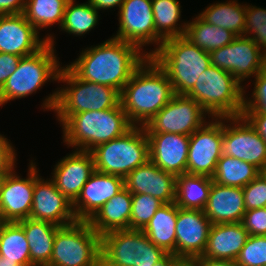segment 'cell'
Listing matches in <instances>:
<instances>
[{
	"mask_svg": "<svg viewBox=\"0 0 266 266\" xmlns=\"http://www.w3.org/2000/svg\"><path fill=\"white\" fill-rule=\"evenodd\" d=\"M174 95L166 72L147 57L120 92V104L134 126H144Z\"/></svg>",
	"mask_w": 266,
	"mask_h": 266,
	"instance_id": "cell-2",
	"label": "cell"
},
{
	"mask_svg": "<svg viewBox=\"0 0 266 266\" xmlns=\"http://www.w3.org/2000/svg\"><path fill=\"white\" fill-rule=\"evenodd\" d=\"M254 78L251 97L244 90L242 113H266V68Z\"/></svg>",
	"mask_w": 266,
	"mask_h": 266,
	"instance_id": "cell-40",
	"label": "cell"
},
{
	"mask_svg": "<svg viewBox=\"0 0 266 266\" xmlns=\"http://www.w3.org/2000/svg\"><path fill=\"white\" fill-rule=\"evenodd\" d=\"M47 266H101V236L88 221L60 226Z\"/></svg>",
	"mask_w": 266,
	"mask_h": 266,
	"instance_id": "cell-9",
	"label": "cell"
},
{
	"mask_svg": "<svg viewBox=\"0 0 266 266\" xmlns=\"http://www.w3.org/2000/svg\"><path fill=\"white\" fill-rule=\"evenodd\" d=\"M22 57L13 54L0 52V89L5 84L10 75H12Z\"/></svg>",
	"mask_w": 266,
	"mask_h": 266,
	"instance_id": "cell-44",
	"label": "cell"
},
{
	"mask_svg": "<svg viewBox=\"0 0 266 266\" xmlns=\"http://www.w3.org/2000/svg\"><path fill=\"white\" fill-rule=\"evenodd\" d=\"M178 258L171 253H167L160 261L151 266H172Z\"/></svg>",
	"mask_w": 266,
	"mask_h": 266,
	"instance_id": "cell-49",
	"label": "cell"
},
{
	"mask_svg": "<svg viewBox=\"0 0 266 266\" xmlns=\"http://www.w3.org/2000/svg\"><path fill=\"white\" fill-rule=\"evenodd\" d=\"M181 8L178 0H152L156 47L150 49L148 57L161 47L164 40L184 36L188 21L180 23Z\"/></svg>",
	"mask_w": 266,
	"mask_h": 266,
	"instance_id": "cell-28",
	"label": "cell"
},
{
	"mask_svg": "<svg viewBox=\"0 0 266 266\" xmlns=\"http://www.w3.org/2000/svg\"><path fill=\"white\" fill-rule=\"evenodd\" d=\"M16 151L11 141L0 134V177H5L16 168Z\"/></svg>",
	"mask_w": 266,
	"mask_h": 266,
	"instance_id": "cell-43",
	"label": "cell"
},
{
	"mask_svg": "<svg viewBox=\"0 0 266 266\" xmlns=\"http://www.w3.org/2000/svg\"><path fill=\"white\" fill-rule=\"evenodd\" d=\"M124 187L131 194H147L163 203L175 201L176 176L165 172L148 160L124 178Z\"/></svg>",
	"mask_w": 266,
	"mask_h": 266,
	"instance_id": "cell-23",
	"label": "cell"
},
{
	"mask_svg": "<svg viewBox=\"0 0 266 266\" xmlns=\"http://www.w3.org/2000/svg\"><path fill=\"white\" fill-rule=\"evenodd\" d=\"M241 223L249 235L266 236V207L247 210Z\"/></svg>",
	"mask_w": 266,
	"mask_h": 266,
	"instance_id": "cell-42",
	"label": "cell"
},
{
	"mask_svg": "<svg viewBox=\"0 0 266 266\" xmlns=\"http://www.w3.org/2000/svg\"><path fill=\"white\" fill-rule=\"evenodd\" d=\"M26 0H0V15L24 13Z\"/></svg>",
	"mask_w": 266,
	"mask_h": 266,
	"instance_id": "cell-46",
	"label": "cell"
},
{
	"mask_svg": "<svg viewBox=\"0 0 266 266\" xmlns=\"http://www.w3.org/2000/svg\"><path fill=\"white\" fill-rule=\"evenodd\" d=\"M0 255L20 266L30 265L29 243L18 222H2L0 226Z\"/></svg>",
	"mask_w": 266,
	"mask_h": 266,
	"instance_id": "cell-33",
	"label": "cell"
},
{
	"mask_svg": "<svg viewBox=\"0 0 266 266\" xmlns=\"http://www.w3.org/2000/svg\"><path fill=\"white\" fill-rule=\"evenodd\" d=\"M178 206L164 203L142 230L151 242L176 256V222Z\"/></svg>",
	"mask_w": 266,
	"mask_h": 266,
	"instance_id": "cell-29",
	"label": "cell"
},
{
	"mask_svg": "<svg viewBox=\"0 0 266 266\" xmlns=\"http://www.w3.org/2000/svg\"><path fill=\"white\" fill-rule=\"evenodd\" d=\"M146 135L151 162L176 177L187 173L190 136L175 133H146Z\"/></svg>",
	"mask_w": 266,
	"mask_h": 266,
	"instance_id": "cell-21",
	"label": "cell"
},
{
	"mask_svg": "<svg viewBox=\"0 0 266 266\" xmlns=\"http://www.w3.org/2000/svg\"><path fill=\"white\" fill-rule=\"evenodd\" d=\"M164 203L147 194H132L130 229L143 230Z\"/></svg>",
	"mask_w": 266,
	"mask_h": 266,
	"instance_id": "cell-37",
	"label": "cell"
},
{
	"mask_svg": "<svg viewBox=\"0 0 266 266\" xmlns=\"http://www.w3.org/2000/svg\"><path fill=\"white\" fill-rule=\"evenodd\" d=\"M244 86L228 71L211 65L185 95L193 98L211 118L241 116Z\"/></svg>",
	"mask_w": 266,
	"mask_h": 266,
	"instance_id": "cell-5",
	"label": "cell"
},
{
	"mask_svg": "<svg viewBox=\"0 0 266 266\" xmlns=\"http://www.w3.org/2000/svg\"><path fill=\"white\" fill-rule=\"evenodd\" d=\"M222 154L266 170V142L242 115L223 118Z\"/></svg>",
	"mask_w": 266,
	"mask_h": 266,
	"instance_id": "cell-13",
	"label": "cell"
},
{
	"mask_svg": "<svg viewBox=\"0 0 266 266\" xmlns=\"http://www.w3.org/2000/svg\"><path fill=\"white\" fill-rule=\"evenodd\" d=\"M64 83L43 100L44 111H55L61 125L70 115L84 111H101L120 103V92L115 88L80 79L67 65L61 67L58 81ZM66 83V84H65ZM66 85V86H65Z\"/></svg>",
	"mask_w": 266,
	"mask_h": 266,
	"instance_id": "cell-3",
	"label": "cell"
},
{
	"mask_svg": "<svg viewBox=\"0 0 266 266\" xmlns=\"http://www.w3.org/2000/svg\"><path fill=\"white\" fill-rule=\"evenodd\" d=\"M38 169L35 163V185L29 218L48 221L58 226L76 222L73 203L56 188L50 178H42Z\"/></svg>",
	"mask_w": 266,
	"mask_h": 266,
	"instance_id": "cell-18",
	"label": "cell"
},
{
	"mask_svg": "<svg viewBox=\"0 0 266 266\" xmlns=\"http://www.w3.org/2000/svg\"><path fill=\"white\" fill-rule=\"evenodd\" d=\"M95 170L125 178L149 160V142L143 126H133L124 135L90 151Z\"/></svg>",
	"mask_w": 266,
	"mask_h": 266,
	"instance_id": "cell-8",
	"label": "cell"
},
{
	"mask_svg": "<svg viewBox=\"0 0 266 266\" xmlns=\"http://www.w3.org/2000/svg\"><path fill=\"white\" fill-rule=\"evenodd\" d=\"M53 34L40 38L23 13L0 15V52L26 57L35 54L47 43L56 44ZM55 43V44H54Z\"/></svg>",
	"mask_w": 266,
	"mask_h": 266,
	"instance_id": "cell-16",
	"label": "cell"
},
{
	"mask_svg": "<svg viewBox=\"0 0 266 266\" xmlns=\"http://www.w3.org/2000/svg\"><path fill=\"white\" fill-rule=\"evenodd\" d=\"M166 254L142 230H116L101 236V266H151Z\"/></svg>",
	"mask_w": 266,
	"mask_h": 266,
	"instance_id": "cell-10",
	"label": "cell"
},
{
	"mask_svg": "<svg viewBox=\"0 0 266 266\" xmlns=\"http://www.w3.org/2000/svg\"><path fill=\"white\" fill-rule=\"evenodd\" d=\"M0 266H20V265L18 263H13L10 262L9 260L4 259V257L0 255Z\"/></svg>",
	"mask_w": 266,
	"mask_h": 266,
	"instance_id": "cell-51",
	"label": "cell"
},
{
	"mask_svg": "<svg viewBox=\"0 0 266 266\" xmlns=\"http://www.w3.org/2000/svg\"><path fill=\"white\" fill-rule=\"evenodd\" d=\"M206 116L211 118L193 98L185 94H175L143 127L146 133L190 136L207 122Z\"/></svg>",
	"mask_w": 266,
	"mask_h": 266,
	"instance_id": "cell-11",
	"label": "cell"
},
{
	"mask_svg": "<svg viewBox=\"0 0 266 266\" xmlns=\"http://www.w3.org/2000/svg\"><path fill=\"white\" fill-rule=\"evenodd\" d=\"M212 226L202 210L178 207L176 222V257L194 259L202 256Z\"/></svg>",
	"mask_w": 266,
	"mask_h": 266,
	"instance_id": "cell-19",
	"label": "cell"
},
{
	"mask_svg": "<svg viewBox=\"0 0 266 266\" xmlns=\"http://www.w3.org/2000/svg\"><path fill=\"white\" fill-rule=\"evenodd\" d=\"M196 266H237L235 261L211 258H194Z\"/></svg>",
	"mask_w": 266,
	"mask_h": 266,
	"instance_id": "cell-48",
	"label": "cell"
},
{
	"mask_svg": "<svg viewBox=\"0 0 266 266\" xmlns=\"http://www.w3.org/2000/svg\"><path fill=\"white\" fill-rule=\"evenodd\" d=\"M241 4L238 0L215 2L198 15L209 24L230 30L236 36H243L246 4Z\"/></svg>",
	"mask_w": 266,
	"mask_h": 266,
	"instance_id": "cell-31",
	"label": "cell"
},
{
	"mask_svg": "<svg viewBox=\"0 0 266 266\" xmlns=\"http://www.w3.org/2000/svg\"><path fill=\"white\" fill-rule=\"evenodd\" d=\"M147 57L136 45L110 37L103 43L82 49L78 58L67 66L82 80L121 92Z\"/></svg>",
	"mask_w": 266,
	"mask_h": 266,
	"instance_id": "cell-1",
	"label": "cell"
},
{
	"mask_svg": "<svg viewBox=\"0 0 266 266\" xmlns=\"http://www.w3.org/2000/svg\"><path fill=\"white\" fill-rule=\"evenodd\" d=\"M117 16L119 27L112 37L136 45L148 56L144 46H155L152 0H125Z\"/></svg>",
	"mask_w": 266,
	"mask_h": 266,
	"instance_id": "cell-15",
	"label": "cell"
},
{
	"mask_svg": "<svg viewBox=\"0 0 266 266\" xmlns=\"http://www.w3.org/2000/svg\"><path fill=\"white\" fill-rule=\"evenodd\" d=\"M123 188V177L95 170L73 203L76 219L89 221L108 200L117 195Z\"/></svg>",
	"mask_w": 266,
	"mask_h": 266,
	"instance_id": "cell-22",
	"label": "cell"
},
{
	"mask_svg": "<svg viewBox=\"0 0 266 266\" xmlns=\"http://www.w3.org/2000/svg\"><path fill=\"white\" fill-rule=\"evenodd\" d=\"M60 126L65 145L90 152L96 146L124 135L134 125L119 103L107 110L72 114Z\"/></svg>",
	"mask_w": 266,
	"mask_h": 266,
	"instance_id": "cell-4",
	"label": "cell"
},
{
	"mask_svg": "<svg viewBox=\"0 0 266 266\" xmlns=\"http://www.w3.org/2000/svg\"><path fill=\"white\" fill-rule=\"evenodd\" d=\"M189 21L184 37L205 52L210 53L213 50L226 46L236 37L230 30L209 24L199 15H196L195 18H192V21Z\"/></svg>",
	"mask_w": 266,
	"mask_h": 266,
	"instance_id": "cell-32",
	"label": "cell"
},
{
	"mask_svg": "<svg viewBox=\"0 0 266 266\" xmlns=\"http://www.w3.org/2000/svg\"><path fill=\"white\" fill-rule=\"evenodd\" d=\"M29 243L30 265L47 266L51 260L53 242L60 227L48 221L26 218L18 222Z\"/></svg>",
	"mask_w": 266,
	"mask_h": 266,
	"instance_id": "cell-27",
	"label": "cell"
},
{
	"mask_svg": "<svg viewBox=\"0 0 266 266\" xmlns=\"http://www.w3.org/2000/svg\"><path fill=\"white\" fill-rule=\"evenodd\" d=\"M99 13L88 2L77 4L76 0H68L59 30L73 36H83L99 24Z\"/></svg>",
	"mask_w": 266,
	"mask_h": 266,
	"instance_id": "cell-35",
	"label": "cell"
},
{
	"mask_svg": "<svg viewBox=\"0 0 266 266\" xmlns=\"http://www.w3.org/2000/svg\"><path fill=\"white\" fill-rule=\"evenodd\" d=\"M244 36L251 37L266 54V8L246 3Z\"/></svg>",
	"mask_w": 266,
	"mask_h": 266,
	"instance_id": "cell-38",
	"label": "cell"
},
{
	"mask_svg": "<svg viewBox=\"0 0 266 266\" xmlns=\"http://www.w3.org/2000/svg\"><path fill=\"white\" fill-rule=\"evenodd\" d=\"M94 171L92 153L74 150L56 163L51 173V180L55 183L56 188L71 203H74Z\"/></svg>",
	"mask_w": 266,
	"mask_h": 266,
	"instance_id": "cell-20",
	"label": "cell"
},
{
	"mask_svg": "<svg viewBox=\"0 0 266 266\" xmlns=\"http://www.w3.org/2000/svg\"><path fill=\"white\" fill-rule=\"evenodd\" d=\"M68 0H26L24 15L39 32L56 23L61 27Z\"/></svg>",
	"mask_w": 266,
	"mask_h": 266,
	"instance_id": "cell-36",
	"label": "cell"
},
{
	"mask_svg": "<svg viewBox=\"0 0 266 266\" xmlns=\"http://www.w3.org/2000/svg\"><path fill=\"white\" fill-rule=\"evenodd\" d=\"M131 209L132 194L124 187L108 200L88 222L99 236L111 231L130 229Z\"/></svg>",
	"mask_w": 266,
	"mask_h": 266,
	"instance_id": "cell-26",
	"label": "cell"
},
{
	"mask_svg": "<svg viewBox=\"0 0 266 266\" xmlns=\"http://www.w3.org/2000/svg\"><path fill=\"white\" fill-rule=\"evenodd\" d=\"M203 211L212 224L242 222L246 212L242 188L212 182Z\"/></svg>",
	"mask_w": 266,
	"mask_h": 266,
	"instance_id": "cell-24",
	"label": "cell"
},
{
	"mask_svg": "<svg viewBox=\"0 0 266 266\" xmlns=\"http://www.w3.org/2000/svg\"><path fill=\"white\" fill-rule=\"evenodd\" d=\"M3 179H4V177H0V188H1V185H2V182H3Z\"/></svg>",
	"mask_w": 266,
	"mask_h": 266,
	"instance_id": "cell-52",
	"label": "cell"
},
{
	"mask_svg": "<svg viewBox=\"0 0 266 266\" xmlns=\"http://www.w3.org/2000/svg\"><path fill=\"white\" fill-rule=\"evenodd\" d=\"M242 190L246 211L266 207V172H261Z\"/></svg>",
	"mask_w": 266,
	"mask_h": 266,
	"instance_id": "cell-41",
	"label": "cell"
},
{
	"mask_svg": "<svg viewBox=\"0 0 266 266\" xmlns=\"http://www.w3.org/2000/svg\"><path fill=\"white\" fill-rule=\"evenodd\" d=\"M248 237L241 222L212 224L206 248L197 258L236 261Z\"/></svg>",
	"mask_w": 266,
	"mask_h": 266,
	"instance_id": "cell-25",
	"label": "cell"
},
{
	"mask_svg": "<svg viewBox=\"0 0 266 266\" xmlns=\"http://www.w3.org/2000/svg\"><path fill=\"white\" fill-rule=\"evenodd\" d=\"M209 54L212 66L228 71L241 84L266 68V54L251 37L244 35Z\"/></svg>",
	"mask_w": 266,
	"mask_h": 266,
	"instance_id": "cell-12",
	"label": "cell"
},
{
	"mask_svg": "<svg viewBox=\"0 0 266 266\" xmlns=\"http://www.w3.org/2000/svg\"><path fill=\"white\" fill-rule=\"evenodd\" d=\"M172 266H196L194 259L178 258Z\"/></svg>",
	"mask_w": 266,
	"mask_h": 266,
	"instance_id": "cell-50",
	"label": "cell"
},
{
	"mask_svg": "<svg viewBox=\"0 0 266 266\" xmlns=\"http://www.w3.org/2000/svg\"><path fill=\"white\" fill-rule=\"evenodd\" d=\"M213 179L203 175L176 177L175 204L182 209L204 210Z\"/></svg>",
	"mask_w": 266,
	"mask_h": 266,
	"instance_id": "cell-30",
	"label": "cell"
},
{
	"mask_svg": "<svg viewBox=\"0 0 266 266\" xmlns=\"http://www.w3.org/2000/svg\"><path fill=\"white\" fill-rule=\"evenodd\" d=\"M124 1L125 0H88L87 2L97 11H105L111 8L115 9V7L119 10Z\"/></svg>",
	"mask_w": 266,
	"mask_h": 266,
	"instance_id": "cell-47",
	"label": "cell"
},
{
	"mask_svg": "<svg viewBox=\"0 0 266 266\" xmlns=\"http://www.w3.org/2000/svg\"><path fill=\"white\" fill-rule=\"evenodd\" d=\"M242 116L266 142V113H242Z\"/></svg>",
	"mask_w": 266,
	"mask_h": 266,
	"instance_id": "cell-45",
	"label": "cell"
},
{
	"mask_svg": "<svg viewBox=\"0 0 266 266\" xmlns=\"http://www.w3.org/2000/svg\"><path fill=\"white\" fill-rule=\"evenodd\" d=\"M189 140L187 173L213 177L222 156L223 118H211Z\"/></svg>",
	"mask_w": 266,
	"mask_h": 266,
	"instance_id": "cell-14",
	"label": "cell"
},
{
	"mask_svg": "<svg viewBox=\"0 0 266 266\" xmlns=\"http://www.w3.org/2000/svg\"><path fill=\"white\" fill-rule=\"evenodd\" d=\"M260 173L261 171L254 165L222 154L212 179L213 182L223 186L243 188Z\"/></svg>",
	"mask_w": 266,
	"mask_h": 266,
	"instance_id": "cell-34",
	"label": "cell"
},
{
	"mask_svg": "<svg viewBox=\"0 0 266 266\" xmlns=\"http://www.w3.org/2000/svg\"><path fill=\"white\" fill-rule=\"evenodd\" d=\"M235 262L237 266L266 265V236L249 235Z\"/></svg>",
	"mask_w": 266,
	"mask_h": 266,
	"instance_id": "cell-39",
	"label": "cell"
},
{
	"mask_svg": "<svg viewBox=\"0 0 266 266\" xmlns=\"http://www.w3.org/2000/svg\"><path fill=\"white\" fill-rule=\"evenodd\" d=\"M151 57L166 72L175 94H186L211 66L210 54L184 36L164 40Z\"/></svg>",
	"mask_w": 266,
	"mask_h": 266,
	"instance_id": "cell-6",
	"label": "cell"
},
{
	"mask_svg": "<svg viewBox=\"0 0 266 266\" xmlns=\"http://www.w3.org/2000/svg\"><path fill=\"white\" fill-rule=\"evenodd\" d=\"M30 161L26 178H21L13 169L3 179L0 188L2 222H19L30 217L35 185V162Z\"/></svg>",
	"mask_w": 266,
	"mask_h": 266,
	"instance_id": "cell-17",
	"label": "cell"
},
{
	"mask_svg": "<svg viewBox=\"0 0 266 266\" xmlns=\"http://www.w3.org/2000/svg\"><path fill=\"white\" fill-rule=\"evenodd\" d=\"M55 46L47 43L35 54L22 57L15 72L0 89V107L8 101L25 98L45 83L58 81L61 64Z\"/></svg>",
	"mask_w": 266,
	"mask_h": 266,
	"instance_id": "cell-7",
	"label": "cell"
}]
</instances>
